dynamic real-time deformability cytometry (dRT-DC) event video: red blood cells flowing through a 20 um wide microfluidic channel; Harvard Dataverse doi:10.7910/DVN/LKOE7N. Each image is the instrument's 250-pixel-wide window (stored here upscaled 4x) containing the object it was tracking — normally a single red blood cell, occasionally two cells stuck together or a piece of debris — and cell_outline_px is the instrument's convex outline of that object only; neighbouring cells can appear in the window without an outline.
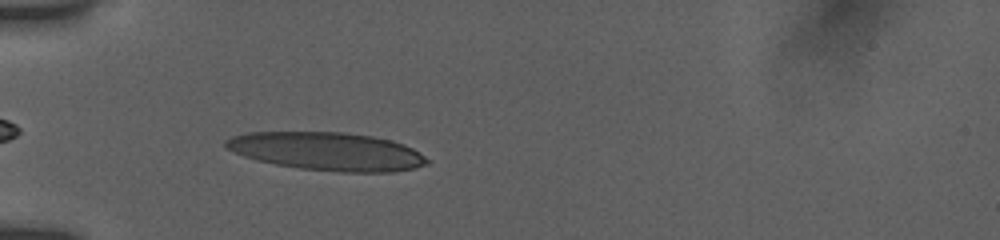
{"species": "human", "species_latin": "Homo sapiens", "temperature_condition": "room temperature", "stored_images_in_passage": 17, "camera_frame_rate_fps": 3000, "um_per_image_px": 0.085, "donor": {"sex": "female"}, "frame": {"image": 1, "passage_image": 15, "time_ms": 5.667, "image_size_px": [1000, 240], "cell_outline_px": [[432, 160], [428, 164], [412, 168], [392, 172], [340, 172], [300, 168], [276, 164], [256, 160], [244, 156], [224, 148], [224, 140], [232, 136], [248, 132], [344, 132], [372, 136], [392, 140], [404, 144], [412, 148]], "centroid_in_image_um": [27.81, 12.86], "position_along_channel_um": 57.2, "area_um2": 44.97}}